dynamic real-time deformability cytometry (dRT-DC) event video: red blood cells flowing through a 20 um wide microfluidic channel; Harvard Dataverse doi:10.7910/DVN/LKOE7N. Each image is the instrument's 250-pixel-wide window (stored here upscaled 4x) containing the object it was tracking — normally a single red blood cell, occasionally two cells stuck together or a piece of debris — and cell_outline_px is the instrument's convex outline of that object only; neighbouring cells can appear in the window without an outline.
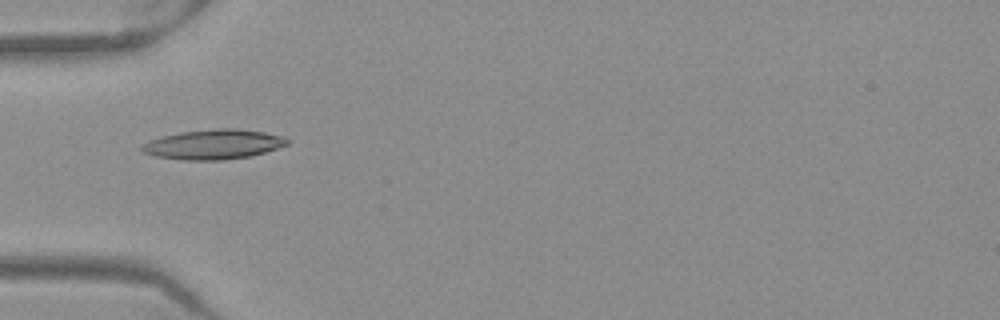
{"species": "Egyptian fruit bat (a non-hibernating species)", "species_latin": "Rousettus aegyptiacus", "temperature_condition": "warm", "stored_images_in_passage": 5, "camera_frame_rate_fps": 3000, "um_per_image_px": 0.085, "frame": {"image": 1, "passage_image": 1, "time_ms": 0.0, "image_size_px": [1000, 320], "cell_outline_px": [[288, 144], [252, 156], [224, 160], [184, 160], [156, 156], [144, 152], [140, 148], [140, 144], [148, 140], [180, 132], [216, 128], [232, 128], [264, 132], [280, 136], [288, 140]], "centroid_in_image_um": [18.1, 12.27], "position_along_channel_um": 66.9, "area_um2": 25.09}}
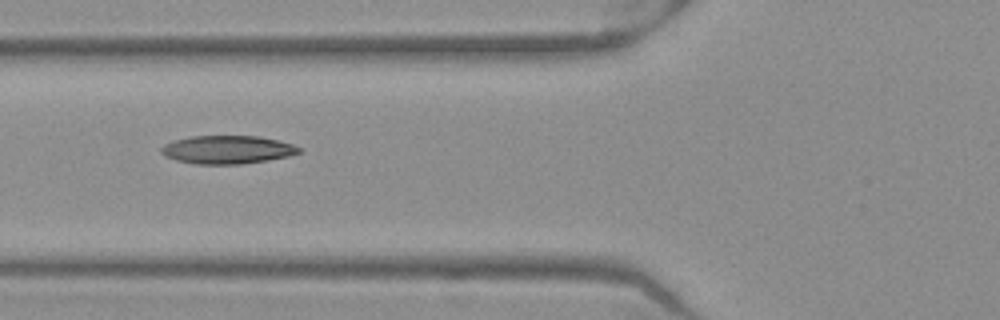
{"frame": {"image": 2, "passage_image": 4, "time_ms": 1.0, "image_size_px": [1000, 320], "cell_outline_px": [[300, 152], [288, 156], [268, 160], [240, 164], [192, 164], [176, 160], [164, 156], [160, 152], [160, 148], [164, 144], [172, 140], [192, 136], [256, 136], [280, 140], [292, 144], [300, 148]], "centroid_in_image_um": [19.28, 12.72], "position_along_channel_um": 106.5, "area_um2": 22.77}}